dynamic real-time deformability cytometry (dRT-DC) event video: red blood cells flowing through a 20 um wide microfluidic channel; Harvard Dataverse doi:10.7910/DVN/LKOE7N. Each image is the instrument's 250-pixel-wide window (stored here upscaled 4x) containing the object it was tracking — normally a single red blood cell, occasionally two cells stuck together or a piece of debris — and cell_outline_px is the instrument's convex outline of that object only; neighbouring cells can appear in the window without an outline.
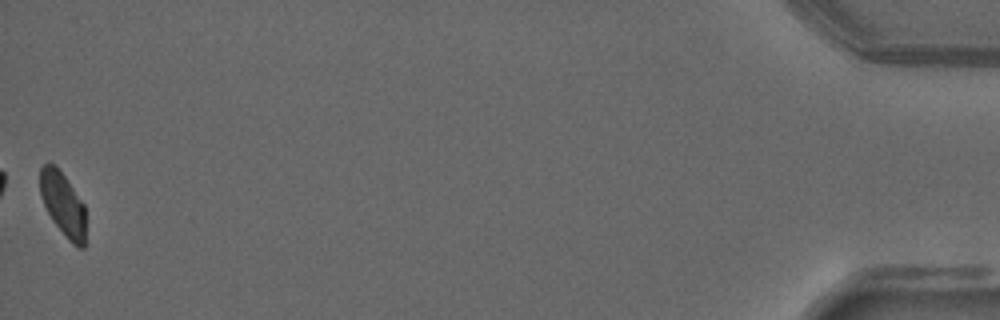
{"species": "common noctule bat (a hibernating species)", "species_latin": "Nyctalus noctula", "temperature_condition": "warm", "stored_images_in_passage": 54, "camera_frame_rate_fps": 3000, "um_per_image_px": 0.085, "animal": {"sex": "male", "forearm_length_mm": 52.5}, "frame": {"image": 1, "passage_image": 54, "time_ms": 17.667, "image_size_px": [1000, 320], "cell_outline_px": [[84, 248], [76, 248], [68, 240], [52, 220], [44, 204], [40, 192], [40, 168], [44, 164], [52, 164], [64, 176], [84, 204]], "centroid_in_image_um": [5.34, 17.39], "position_along_channel_um": 429.9, "area_um2": 16.53}, "authors_computed_cell_mechanics": {"area_um2": 18.5827, "velocity_mm_per_s": 3.7653, "shape_relaxation_time_tau1_ms": 3.3318, "shape_relaxation_time_tau2_ms": 10.6088, "deformation_change_tau1": 0.1358, "deformation_change_tau2": 0.1454}}